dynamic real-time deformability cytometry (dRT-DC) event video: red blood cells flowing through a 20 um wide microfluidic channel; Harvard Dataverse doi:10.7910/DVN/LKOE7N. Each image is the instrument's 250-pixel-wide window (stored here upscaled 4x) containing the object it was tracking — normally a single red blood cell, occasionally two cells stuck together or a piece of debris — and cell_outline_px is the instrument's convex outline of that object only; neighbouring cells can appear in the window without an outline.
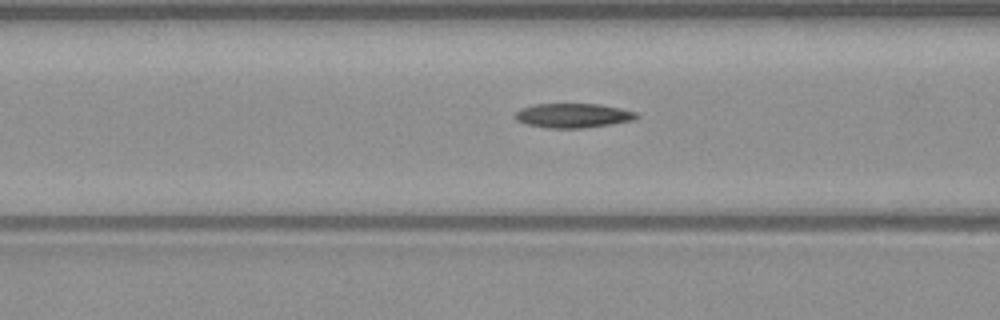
{"species": "common noctule bat (a hibernating species)", "species_latin": "Nyctalus noctula", "temperature_condition": "warm", "stored_images_in_passage": 51, "camera_frame_rate_fps": 3000, "um_per_image_px": 0.085, "animal": {"sex": "male", "body_mass_g": 23.1, "forearm_length_mm": 52.7}, "frame": {"image": 1, "passage_image": 20, "time_ms": 6.333, "image_size_px": [1000, 320], "cell_outline_px": [[640, 116], [636, 120], [612, 124], [584, 128], [544, 128], [528, 124], [516, 120], [516, 112], [520, 108], [532, 104], [600, 104], [620, 108], [636, 112]], "centroid_in_image_um": [48.74, 9.82], "position_along_channel_um": 117.9, "area_um2": 17.4}}
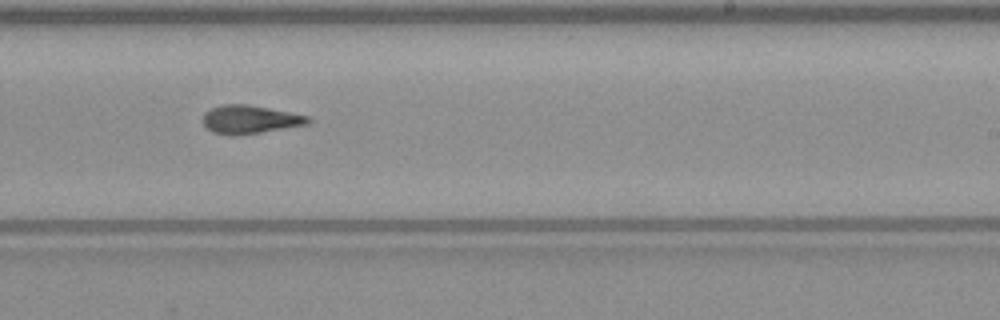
{"frame": {"image": 2, "passage_image": 31, "time_ms": 10.0, "image_size_px": [1000, 320], "cell_outline_px": [[312, 120], [308, 124], [240, 136], [236, 136], [212, 132], [204, 124], [204, 112], [220, 104], [248, 104], [308, 116]], "centroid_in_image_um": [21.24, 10.16], "position_along_channel_um": 267.8, "area_um2": 17.34}}
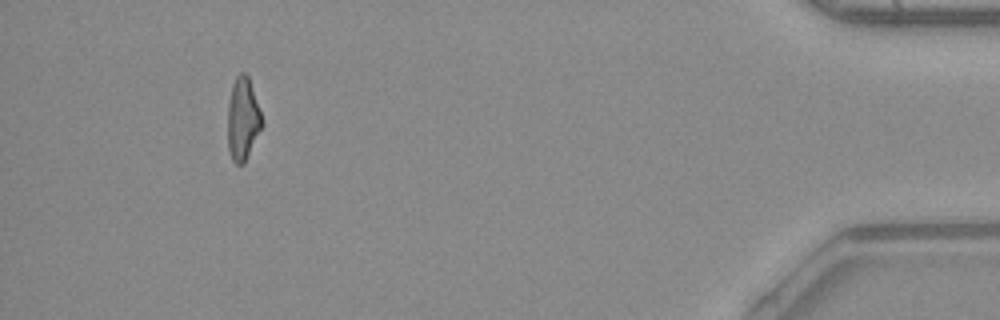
{"frame": {"image": 3, "passage_image": 47, "time_ms": 15.333, "image_size_px": [1000, 320], "cell_outline_px": [[264, 124], [244, 164], [236, 164], [232, 160], [228, 148], [228, 104], [232, 84], [236, 76], [240, 72], [244, 72], [248, 76]], "centroid_in_image_um": [20.63, 10.14], "position_along_channel_um": 414.6, "area_um2": 16.47}, "authors_computed_cell_mechanics": {"area_um2": 17.1666, "velocity_mm_per_s": 4.0871, "shape_relaxation_time_tau1_ms": 5.0717, "shape_relaxation_time_tau2_ms": 4.3404, "deformation_change_tau1": 0.2198, "deformation_change_tau2": 0.1514}}